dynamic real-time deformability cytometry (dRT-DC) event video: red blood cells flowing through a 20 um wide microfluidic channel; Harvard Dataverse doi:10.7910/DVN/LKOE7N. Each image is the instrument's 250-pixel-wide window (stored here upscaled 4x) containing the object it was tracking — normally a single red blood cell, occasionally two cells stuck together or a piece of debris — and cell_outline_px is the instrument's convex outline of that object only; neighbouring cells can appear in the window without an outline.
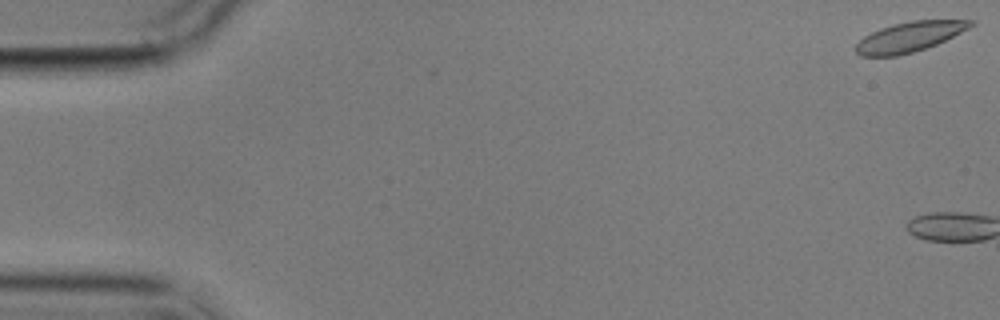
{"species": "common noctule bat (a hibernating species)", "species_latin": "Nyctalus noctula", "temperature_condition": "cold", "stored_images_in_passage": 2, "camera_frame_rate_fps": 3000, "um_per_image_px": 0.085, "animal": {"sex": "male", "body_mass_g": 17.9}, "frame": {"image": 1, "passage_image": 2, "time_ms": 1.0, "image_size_px": [1000, 320], "cell_outline_px": [[976, 24], [936, 44], [912, 52], [896, 56], [860, 56], [856, 52], [856, 44], [864, 36], [880, 28], [912, 20], [972, 20]], "centroid_in_image_um": [77.28, 3.13], "position_along_channel_um": 7.7, "area_um2": 19.65}}